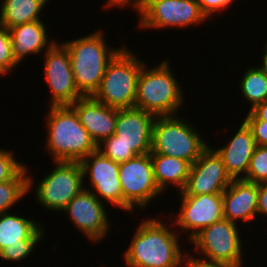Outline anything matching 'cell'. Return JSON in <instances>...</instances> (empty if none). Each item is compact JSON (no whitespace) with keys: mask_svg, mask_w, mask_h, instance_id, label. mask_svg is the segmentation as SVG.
<instances>
[{"mask_svg":"<svg viewBox=\"0 0 267 267\" xmlns=\"http://www.w3.org/2000/svg\"><path fill=\"white\" fill-rule=\"evenodd\" d=\"M145 219L139 223L130 245L122 254L126 266L186 267L188 251L182 250L179 243L182 233L179 235L174 223L166 225L155 217Z\"/></svg>","mask_w":267,"mask_h":267,"instance_id":"1","label":"cell"},{"mask_svg":"<svg viewBox=\"0 0 267 267\" xmlns=\"http://www.w3.org/2000/svg\"><path fill=\"white\" fill-rule=\"evenodd\" d=\"M48 109L45 151L53 162H80L97 150V144L70 105L50 106Z\"/></svg>","mask_w":267,"mask_h":267,"instance_id":"2","label":"cell"},{"mask_svg":"<svg viewBox=\"0 0 267 267\" xmlns=\"http://www.w3.org/2000/svg\"><path fill=\"white\" fill-rule=\"evenodd\" d=\"M103 33L101 29L61 42L69 52L75 85L83 97L93 96L97 92L108 63L124 47H109Z\"/></svg>","mask_w":267,"mask_h":267,"instance_id":"3","label":"cell"},{"mask_svg":"<svg viewBox=\"0 0 267 267\" xmlns=\"http://www.w3.org/2000/svg\"><path fill=\"white\" fill-rule=\"evenodd\" d=\"M169 63V59H165L155 68H147L146 61L138 76L134 108L155 117L176 115L181 109L185 101L184 89Z\"/></svg>","mask_w":267,"mask_h":267,"instance_id":"4","label":"cell"},{"mask_svg":"<svg viewBox=\"0 0 267 267\" xmlns=\"http://www.w3.org/2000/svg\"><path fill=\"white\" fill-rule=\"evenodd\" d=\"M124 46L108 63L99 89L93 97L117 109L134 108L137 80L145 62Z\"/></svg>","mask_w":267,"mask_h":267,"instance_id":"5","label":"cell"},{"mask_svg":"<svg viewBox=\"0 0 267 267\" xmlns=\"http://www.w3.org/2000/svg\"><path fill=\"white\" fill-rule=\"evenodd\" d=\"M179 115L156 117L150 154L179 158L192 165L209 146L192 125Z\"/></svg>","mask_w":267,"mask_h":267,"instance_id":"6","label":"cell"},{"mask_svg":"<svg viewBox=\"0 0 267 267\" xmlns=\"http://www.w3.org/2000/svg\"><path fill=\"white\" fill-rule=\"evenodd\" d=\"M239 231L237 223L224 218L207 226L189 241L199 258L194 256L195 253L190 255L189 251L188 258L207 263L244 266L243 241ZM198 253L201 255L198 256Z\"/></svg>","mask_w":267,"mask_h":267,"instance_id":"7","label":"cell"},{"mask_svg":"<svg viewBox=\"0 0 267 267\" xmlns=\"http://www.w3.org/2000/svg\"><path fill=\"white\" fill-rule=\"evenodd\" d=\"M118 178L122 188L123 210L126 212L131 213L136 207L146 209L152 199L162 194L154 179L150 153L119 163Z\"/></svg>","mask_w":267,"mask_h":267,"instance_id":"8","label":"cell"},{"mask_svg":"<svg viewBox=\"0 0 267 267\" xmlns=\"http://www.w3.org/2000/svg\"><path fill=\"white\" fill-rule=\"evenodd\" d=\"M54 164V169L38 183L34 196L47 210L59 212L85 189L86 182L79 162L55 161Z\"/></svg>","mask_w":267,"mask_h":267,"instance_id":"9","label":"cell"},{"mask_svg":"<svg viewBox=\"0 0 267 267\" xmlns=\"http://www.w3.org/2000/svg\"><path fill=\"white\" fill-rule=\"evenodd\" d=\"M138 26L141 29L191 28L207 21L199 3L189 0H143Z\"/></svg>","mask_w":267,"mask_h":267,"instance_id":"10","label":"cell"},{"mask_svg":"<svg viewBox=\"0 0 267 267\" xmlns=\"http://www.w3.org/2000/svg\"><path fill=\"white\" fill-rule=\"evenodd\" d=\"M44 55L45 81L50 89L49 106L71 105L83 97L76 88L66 47L55 42Z\"/></svg>","mask_w":267,"mask_h":267,"instance_id":"11","label":"cell"},{"mask_svg":"<svg viewBox=\"0 0 267 267\" xmlns=\"http://www.w3.org/2000/svg\"><path fill=\"white\" fill-rule=\"evenodd\" d=\"M232 180L221 156L209 145L191 165L185 187L178 194H222Z\"/></svg>","mask_w":267,"mask_h":267,"instance_id":"12","label":"cell"},{"mask_svg":"<svg viewBox=\"0 0 267 267\" xmlns=\"http://www.w3.org/2000/svg\"><path fill=\"white\" fill-rule=\"evenodd\" d=\"M181 207L173 221L178 233L187 231L190 241L201 230L223 219L222 194L180 195ZM189 232V233H188Z\"/></svg>","mask_w":267,"mask_h":267,"instance_id":"13","label":"cell"},{"mask_svg":"<svg viewBox=\"0 0 267 267\" xmlns=\"http://www.w3.org/2000/svg\"><path fill=\"white\" fill-rule=\"evenodd\" d=\"M79 163L83 178H88L94 189L84 188L91 191L100 201L104 202L105 199L114 208L123 210L122 188L118 178L119 163L105 157L98 150L90 153Z\"/></svg>","mask_w":267,"mask_h":267,"instance_id":"14","label":"cell"},{"mask_svg":"<svg viewBox=\"0 0 267 267\" xmlns=\"http://www.w3.org/2000/svg\"><path fill=\"white\" fill-rule=\"evenodd\" d=\"M105 207L103 201L91 191L84 189L72 198L62 211L69 215L74 227L76 226L93 244H97L106 238L111 228Z\"/></svg>","mask_w":267,"mask_h":267,"instance_id":"15","label":"cell"},{"mask_svg":"<svg viewBox=\"0 0 267 267\" xmlns=\"http://www.w3.org/2000/svg\"><path fill=\"white\" fill-rule=\"evenodd\" d=\"M156 117L137 108L118 109L114 135L137 155L151 152Z\"/></svg>","mask_w":267,"mask_h":267,"instance_id":"16","label":"cell"},{"mask_svg":"<svg viewBox=\"0 0 267 267\" xmlns=\"http://www.w3.org/2000/svg\"><path fill=\"white\" fill-rule=\"evenodd\" d=\"M70 106L97 145L115 133L117 108L109 107L93 96L81 97Z\"/></svg>","mask_w":267,"mask_h":267,"instance_id":"17","label":"cell"},{"mask_svg":"<svg viewBox=\"0 0 267 267\" xmlns=\"http://www.w3.org/2000/svg\"><path fill=\"white\" fill-rule=\"evenodd\" d=\"M257 198L258 184L243 179H233L222 193L223 218L237 224L240 221L248 223L256 220Z\"/></svg>","mask_w":267,"mask_h":267,"instance_id":"18","label":"cell"},{"mask_svg":"<svg viewBox=\"0 0 267 267\" xmlns=\"http://www.w3.org/2000/svg\"><path fill=\"white\" fill-rule=\"evenodd\" d=\"M237 132L222 148L215 149L221 156L227 173L232 179H242L248 170L250 159L256 147L251 129L242 121Z\"/></svg>","mask_w":267,"mask_h":267,"instance_id":"19","label":"cell"},{"mask_svg":"<svg viewBox=\"0 0 267 267\" xmlns=\"http://www.w3.org/2000/svg\"><path fill=\"white\" fill-rule=\"evenodd\" d=\"M46 29L42 20L16 25L9 29L13 56L19 64L26 56L39 55L42 51L45 53L56 42L49 39Z\"/></svg>","mask_w":267,"mask_h":267,"instance_id":"20","label":"cell"},{"mask_svg":"<svg viewBox=\"0 0 267 267\" xmlns=\"http://www.w3.org/2000/svg\"><path fill=\"white\" fill-rule=\"evenodd\" d=\"M42 224L15 213L0 214V251L10 245H22V240H43Z\"/></svg>","mask_w":267,"mask_h":267,"instance_id":"21","label":"cell"},{"mask_svg":"<svg viewBox=\"0 0 267 267\" xmlns=\"http://www.w3.org/2000/svg\"><path fill=\"white\" fill-rule=\"evenodd\" d=\"M155 182L161 192L174 185L179 192L185 187L191 165L182 159L161 154H151Z\"/></svg>","mask_w":267,"mask_h":267,"instance_id":"22","label":"cell"},{"mask_svg":"<svg viewBox=\"0 0 267 267\" xmlns=\"http://www.w3.org/2000/svg\"><path fill=\"white\" fill-rule=\"evenodd\" d=\"M0 24L8 29L36 20L50 0H0Z\"/></svg>","mask_w":267,"mask_h":267,"instance_id":"23","label":"cell"},{"mask_svg":"<svg viewBox=\"0 0 267 267\" xmlns=\"http://www.w3.org/2000/svg\"><path fill=\"white\" fill-rule=\"evenodd\" d=\"M25 165L11 180L0 183V214L8 213L18 201L31 193L35 179Z\"/></svg>","mask_w":267,"mask_h":267,"instance_id":"24","label":"cell"},{"mask_svg":"<svg viewBox=\"0 0 267 267\" xmlns=\"http://www.w3.org/2000/svg\"><path fill=\"white\" fill-rule=\"evenodd\" d=\"M240 80L242 97L250 103L252 110L257 104L267 100V75L257 66L249 67Z\"/></svg>","mask_w":267,"mask_h":267,"instance_id":"25","label":"cell"},{"mask_svg":"<svg viewBox=\"0 0 267 267\" xmlns=\"http://www.w3.org/2000/svg\"><path fill=\"white\" fill-rule=\"evenodd\" d=\"M242 179L256 184L267 183V146L256 145L247 173Z\"/></svg>","mask_w":267,"mask_h":267,"instance_id":"26","label":"cell"},{"mask_svg":"<svg viewBox=\"0 0 267 267\" xmlns=\"http://www.w3.org/2000/svg\"><path fill=\"white\" fill-rule=\"evenodd\" d=\"M97 150L116 163H122L137 156L130 147L118 142L114 134L98 144Z\"/></svg>","mask_w":267,"mask_h":267,"instance_id":"27","label":"cell"},{"mask_svg":"<svg viewBox=\"0 0 267 267\" xmlns=\"http://www.w3.org/2000/svg\"><path fill=\"white\" fill-rule=\"evenodd\" d=\"M13 56L12 40L7 27L0 24V72L7 75L18 66Z\"/></svg>","mask_w":267,"mask_h":267,"instance_id":"28","label":"cell"},{"mask_svg":"<svg viewBox=\"0 0 267 267\" xmlns=\"http://www.w3.org/2000/svg\"><path fill=\"white\" fill-rule=\"evenodd\" d=\"M41 240H22V245H10L0 251L2 261L20 262L26 260L33 253L35 246Z\"/></svg>","mask_w":267,"mask_h":267,"instance_id":"29","label":"cell"},{"mask_svg":"<svg viewBox=\"0 0 267 267\" xmlns=\"http://www.w3.org/2000/svg\"><path fill=\"white\" fill-rule=\"evenodd\" d=\"M12 151L0 149V183L11 180L26 165Z\"/></svg>","mask_w":267,"mask_h":267,"instance_id":"30","label":"cell"},{"mask_svg":"<svg viewBox=\"0 0 267 267\" xmlns=\"http://www.w3.org/2000/svg\"><path fill=\"white\" fill-rule=\"evenodd\" d=\"M234 1L236 2V0H199L198 3L202 13L209 20L212 15L216 16L215 14H218L217 12H223L230 5L232 6Z\"/></svg>","mask_w":267,"mask_h":267,"instance_id":"31","label":"cell"},{"mask_svg":"<svg viewBox=\"0 0 267 267\" xmlns=\"http://www.w3.org/2000/svg\"><path fill=\"white\" fill-rule=\"evenodd\" d=\"M251 129L256 145L267 146V121L243 120Z\"/></svg>","mask_w":267,"mask_h":267,"instance_id":"32","label":"cell"},{"mask_svg":"<svg viewBox=\"0 0 267 267\" xmlns=\"http://www.w3.org/2000/svg\"><path fill=\"white\" fill-rule=\"evenodd\" d=\"M244 120H266L267 121V100L257 104L248 113Z\"/></svg>","mask_w":267,"mask_h":267,"instance_id":"33","label":"cell"},{"mask_svg":"<svg viewBox=\"0 0 267 267\" xmlns=\"http://www.w3.org/2000/svg\"><path fill=\"white\" fill-rule=\"evenodd\" d=\"M257 209L258 215L267 216V183L258 184Z\"/></svg>","mask_w":267,"mask_h":267,"instance_id":"34","label":"cell"},{"mask_svg":"<svg viewBox=\"0 0 267 267\" xmlns=\"http://www.w3.org/2000/svg\"><path fill=\"white\" fill-rule=\"evenodd\" d=\"M143 4V0H107L106 4L104 3V8L108 9L111 8L113 9L114 7H119L124 9L125 6L131 5L133 6V10H136L137 13L140 12L141 7ZM113 7V8H112Z\"/></svg>","mask_w":267,"mask_h":267,"instance_id":"35","label":"cell"},{"mask_svg":"<svg viewBox=\"0 0 267 267\" xmlns=\"http://www.w3.org/2000/svg\"><path fill=\"white\" fill-rule=\"evenodd\" d=\"M186 267H242V266H233L228 264H218V263H207L194 258H187Z\"/></svg>","mask_w":267,"mask_h":267,"instance_id":"36","label":"cell"},{"mask_svg":"<svg viewBox=\"0 0 267 267\" xmlns=\"http://www.w3.org/2000/svg\"><path fill=\"white\" fill-rule=\"evenodd\" d=\"M264 47V54L263 57L261 58L262 64L259 66V68L267 75V42L265 43Z\"/></svg>","mask_w":267,"mask_h":267,"instance_id":"37","label":"cell"}]
</instances>
